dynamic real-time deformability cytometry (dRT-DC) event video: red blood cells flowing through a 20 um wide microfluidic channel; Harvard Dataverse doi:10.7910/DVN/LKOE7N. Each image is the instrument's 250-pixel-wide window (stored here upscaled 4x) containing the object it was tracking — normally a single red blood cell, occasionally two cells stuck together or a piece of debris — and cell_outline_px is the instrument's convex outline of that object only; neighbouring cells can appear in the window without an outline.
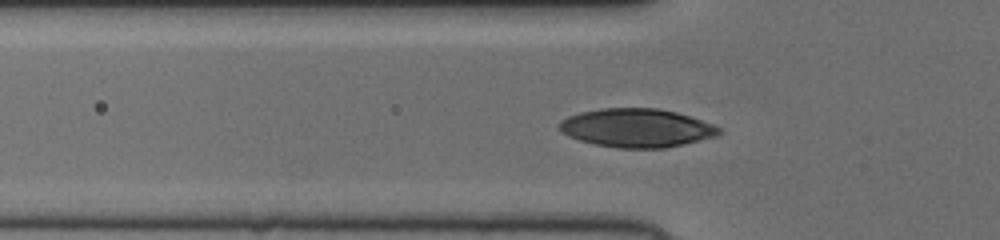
{"species": "human", "species_latin": "Homo sapiens", "temperature_condition": "cold", "stored_images_in_passage": 42, "segment_of_instrument_passage": [1, 2], "camera_frame_rate_fps": 3000, "um_per_image_px": 0.085, "donor": {"sex": "female"}, "frame": {"image": 1, "passage_image": 7, "time_ms": 2.0, "image_size_px": [1000, 240], "cell_outline_px": [[724, 132], [716, 136], [684, 144], [664, 148], [616, 148], [592, 144], [568, 136], [560, 128], [560, 120], [568, 116], [580, 112], [600, 108], [656, 108], [676, 112], [712, 124], [720, 128]], "centroid_in_image_um": [54.11, 10.88], "position_along_channel_um": 71.7, "area_um2": 35.84}}
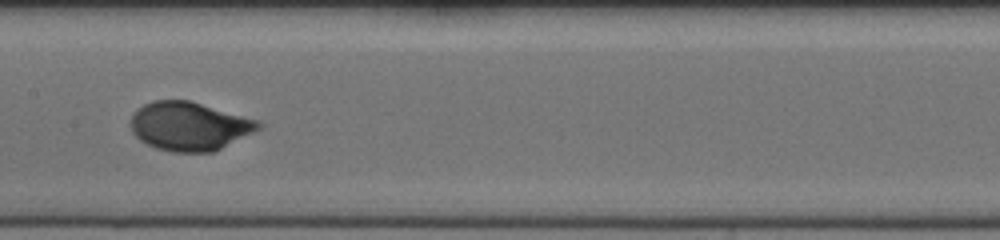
{"frame": {"image": 2, "passage_image": 16, "time_ms": 5.0, "image_size_px": [1000, 240], "cell_outline_px": [[264, 124], [260, 128], [212, 152], [172, 152], [156, 148], [140, 140], [132, 132], [132, 116], [136, 108], [152, 100], [188, 100], [260, 120]], "centroid_in_image_um": [16.08, 10.71], "position_along_channel_um": 191.3, "area_um2": 35.95}}
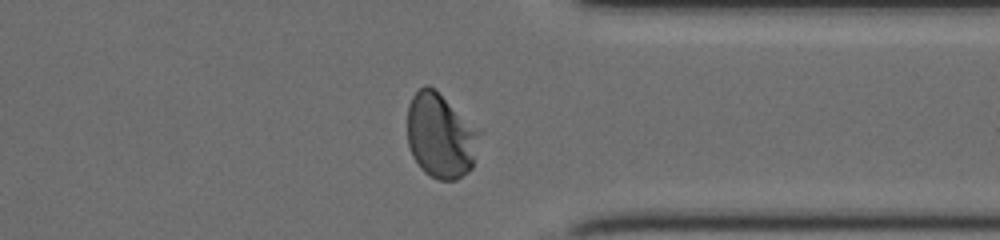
{"frame": {"image": 3, "passage_image": 30, "time_ms": 9.667, "image_size_px": [1000, 240], "cell_outline_px": [[484, 132], [472, 168], [468, 172], [456, 180], [440, 180], [424, 172], [420, 168], [412, 156], [408, 144], [408, 104], [412, 96], [424, 84], [428, 84]], "centroid_in_image_um": [37.49, 11.55], "position_along_channel_um": 373.9, "area_um2": 36.13}}